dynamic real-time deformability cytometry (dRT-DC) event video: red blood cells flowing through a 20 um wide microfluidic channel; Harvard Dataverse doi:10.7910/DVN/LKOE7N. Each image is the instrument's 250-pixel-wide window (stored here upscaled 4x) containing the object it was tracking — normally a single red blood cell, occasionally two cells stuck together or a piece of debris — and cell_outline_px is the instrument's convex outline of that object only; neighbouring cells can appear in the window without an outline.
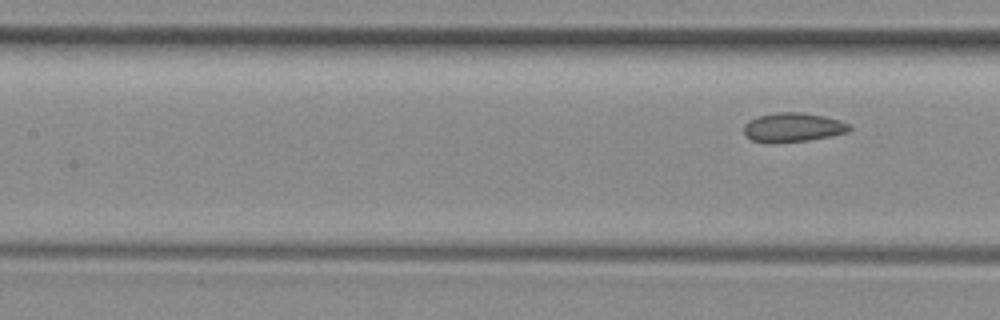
{"species": "common noctule bat (a hibernating species)", "species_latin": "Nyctalus noctula", "temperature_condition": "room temperature", "stored_images_in_passage": 8, "segment_of_instrument_passage": [2, 2], "camera_frame_rate_fps": 3000, "um_per_image_px": 0.085, "animal": {"sex": "female", "body_mass_g": 29.2, "forearm_length_mm": 56.3}, "frame": {"image": 1, "passage_image": 8, "time_ms": 9.0, "image_size_px": [1000, 320], "cell_outline_px": [[852, 128], [848, 132], [808, 140], [772, 144], [752, 140], [744, 132], [744, 124], [760, 116], [772, 112], [800, 112], [824, 116], [840, 120], [848, 124]], "centroid_in_image_um": [67.4, 10.83], "position_along_channel_um": 140.0, "area_um2": 17.86}}